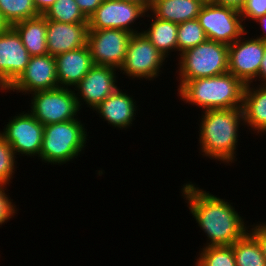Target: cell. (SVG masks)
<instances>
[{
  "mask_svg": "<svg viewBox=\"0 0 266 266\" xmlns=\"http://www.w3.org/2000/svg\"><path fill=\"white\" fill-rule=\"evenodd\" d=\"M206 40L205 32L197 18L178 24L177 48L179 55Z\"/></svg>",
  "mask_w": 266,
  "mask_h": 266,
  "instance_id": "obj_27",
  "label": "cell"
},
{
  "mask_svg": "<svg viewBox=\"0 0 266 266\" xmlns=\"http://www.w3.org/2000/svg\"><path fill=\"white\" fill-rule=\"evenodd\" d=\"M9 27V23L4 19L2 13L0 12V33L6 31Z\"/></svg>",
  "mask_w": 266,
  "mask_h": 266,
  "instance_id": "obj_38",
  "label": "cell"
},
{
  "mask_svg": "<svg viewBox=\"0 0 266 266\" xmlns=\"http://www.w3.org/2000/svg\"><path fill=\"white\" fill-rule=\"evenodd\" d=\"M211 1L215 4L233 7L238 10H240L245 3V0H211Z\"/></svg>",
  "mask_w": 266,
  "mask_h": 266,
  "instance_id": "obj_34",
  "label": "cell"
},
{
  "mask_svg": "<svg viewBox=\"0 0 266 266\" xmlns=\"http://www.w3.org/2000/svg\"><path fill=\"white\" fill-rule=\"evenodd\" d=\"M146 10L139 4L121 0H103L88 19L89 30L120 29L131 34L140 33L132 28L134 22L145 17Z\"/></svg>",
  "mask_w": 266,
  "mask_h": 266,
  "instance_id": "obj_11",
  "label": "cell"
},
{
  "mask_svg": "<svg viewBox=\"0 0 266 266\" xmlns=\"http://www.w3.org/2000/svg\"><path fill=\"white\" fill-rule=\"evenodd\" d=\"M178 95L202 110L242 108L245 84L233 74L180 81Z\"/></svg>",
  "mask_w": 266,
  "mask_h": 266,
  "instance_id": "obj_3",
  "label": "cell"
},
{
  "mask_svg": "<svg viewBox=\"0 0 266 266\" xmlns=\"http://www.w3.org/2000/svg\"><path fill=\"white\" fill-rule=\"evenodd\" d=\"M231 246L237 266H266L265 256L248 231Z\"/></svg>",
  "mask_w": 266,
  "mask_h": 266,
  "instance_id": "obj_23",
  "label": "cell"
},
{
  "mask_svg": "<svg viewBox=\"0 0 266 266\" xmlns=\"http://www.w3.org/2000/svg\"><path fill=\"white\" fill-rule=\"evenodd\" d=\"M133 97L120 90L118 87L111 95L105 98L95 110L108 124L119 129L132 126L135 120L137 107Z\"/></svg>",
  "mask_w": 266,
  "mask_h": 266,
  "instance_id": "obj_18",
  "label": "cell"
},
{
  "mask_svg": "<svg viewBox=\"0 0 266 266\" xmlns=\"http://www.w3.org/2000/svg\"><path fill=\"white\" fill-rule=\"evenodd\" d=\"M59 88L55 57L50 54L31 56L25 71L7 89V92H24L31 94L36 91Z\"/></svg>",
  "mask_w": 266,
  "mask_h": 266,
  "instance_id": "obj_14",
  "label": "cell"
},
{
  "mask_svg": "<svg viewBox=\"0 0 266 266\" xmlns=\"http://www.w3.org/2000/svg\"><path fill=\"white\" fill-rule=\"evenodd\" d=\"M7 123L0 135L11 145L15 156L39 157L44 126L29 111L12 117Z\"/></svg>",
  "mask_w": 266,
  "mask_h": 266,
  "instance_id": "obj_9",
  "label": "cell"
},
{
  "mask_svg": "<svg viewBox=\"0 0 266 266\" xmlns=\"http://www.w3.org/2000/svg\"><path fill=\"white\" fill-rule=\"evenodd\" d=\"M59 87L74 88L94 66L88 45L55 56Z\"/></svg>",
  "mask_w": 266,
  "mask_h": 266,
  "instance_id": "obj_17",
  "label": "cell"
},
{
  "mask_svg": "<svg viewBox=\"0 0 266 266\" xmlns=\"http://www.w3.org/2000/svg\"><path fill=\"white\" fill-rule=\"evenodd\" d=\"M197 19L205 32L207 40L228 46L247 31L240 10L218 5L212 1L203 4Z\"/></svg>",
  "mask_w": 266,
  "mask_h": 266,
  "instance_id": "obj_7",
  "label": "cell"
},
{
  "mask_svg": "<svg viewBox=\"0 0 266 266\" xmlns=\"http://www.w3.org/2000/svg\"><path fill=\"white\" fill-rule=\"evenodd\" d=\"M166 57L162 55L150 40L142 33L132 34L124 63L120 71L132 79L145 78L151 81L160 76V69Z\"/></svg>",
  "mask_w": 266,
  "mask_h": 266,
  "instance_id": "obj_8",
  "label": "cell"
},
{
  "mask_svg": "<svg viewBox=\"0 0 266 266\" xmlns=\"http://www.w3.org/2000/svg\"><path fill=\"white\" fill-rule=\"evenodd\" d=\"M192 182L181 189L190 213L208 237L205 246L232 245L249 229L232 203L209 194ZM230 203V204H229Z\"/></svg>",
  "mask_w": 266,
  "mask_h": 266,
  "instance_id": "obj_1",
  "label": "cell"
},
{
  "mask_svg": "<svg viewBox=\"0 0 266 266\" xmlns=\"http://www.w3.org/2000/svg\"><path fill=\"white\" fill-rule=\"evenodd\" d=\"M30 55L16 30L0 33V90H7L25 71Z\"/></svg>",
  "mask_w": 266,
  "mask_h": 266,
  "instance_id": "obj_13",
  "label": "cell"
},
{
  "mask_svg": "<svg viewBox=\"0 0 266 266\" xmlns=\"http://www.w3.org/2000/svg\"><path fill=\"white\" fill-rule=\"evenodd\" d=\"M262 82L260 84H266V47H265V51H264V55L261 61V65H260V70L258 73V77Z\"/></svg>",
  "mask_w": 266,
  "mask_h": 266,
  "instance_id": "obj_35",
  "label": "cell"
},
{
  "mask_svg": "<svg viewBox=\"0 0 266 266\" xmlns=\"http://www.w3.org/2000/svg\"><path fill=\"white\" fill-rule=\"evenodd\" d=\"M254 22H257V23L259 22V25L261 24V27L263 28L262 35L257 36L256 38L266 43V14L258 17L257 19L254 20Z\"/></svg>",
  "mask_w": 266,
  "mask_h": 266,
  "instance_id": "obj_36",
  "label": "cell"
},
{
  "mask_svg": "<svg viewBox=\"0 0 266 266\" xmlns=\"http://www.w3.org/2000/svg\"><path fill=\"white\" fill-rule=\"evenodd\" d=\"M15 156L11 145L0 135V183L8 184L16 169Z\"/></svg>",
  "mask_w": 266,
  "mask_h": 266,
  "instance_id": "obj_28",
  "label": "cell"
},
{
  "mask_svg": "<svg viewBox=\"0 0 266 266\" xmlns=\"http://www.w3.org/2000/svg\"><path fill=\"white\" fill-rule=\"evenodd\" d=\"M0 12L10 26L40 15L33 0H0Z\"/></svg>",
  "mask_w": 266,
  "mask_h": 266,
  "instance_id": "obj_25",
  "label": "cell"
},
{
  "mask_svg": "<svg viewBox=\"0 0 266 266\" xmlns=\"http://www.w3.org/2000/svg\"><path fill=\"white\" fill-rule=\"evenodd\" d=\"M247 33L228 46V72L244 84L257 80L266 47V43L255 36L245 38Z\"/></svg>",
  "mask_w": 266,
  "mask_h": 266,
  "instance_id": "obj_12",
  "label": "cell"
},
{
  "mask_svg": "<svg viewBox=\"0 0 266 266\" xmlns=\"http://www.w3.org/2000/svg\"><path fill=\"white\" fill-rule=\"evenodd\" d=\"M12 27L20 36L30 56L48 54L46 42L47 19L43 15L17 22Z\"/></svg>",
  "mask_w": 266,
  "mask_h": 266,
  "instance_id": "obj_21",
  "label": "cell"
},
{
  "mask_svg": "<svg viewBox=\"0 0 266 266\" xmlns=\"http://www.w3.org/2000/svg\"><path fill=\"white\" fill-rule=\"evenodd\" d=\"M195 266H237L231 245L205 246Z\"/></svg>",
  "mask_w": 266,
  "mask_h": 266,
  "instance_id": "obj_26",
  "label": "cell"
},
{
  "mask_svg": "<svg viewBox=\"0 0 266 266\" xmlns=\"http://www.w3.org/2000/svg\"><path fill=\"white\" fill-rule=\"evenodd\" d=\"M266 14V0H245L243 7L240 9L242 21L255 20Z\"/></svg>",
  "mask_w": 266,
  "mask_h": 266,
  "instance_id": "obj_29",
  "label": "cell"
},
{
  "mask_svg": "<svg viewBox=\"0 0 266 266\" xmlns=\"http://www.w3.org/2000/svg\"><path fill=\"white\" fill-rule=\"evenodd\" d=\"M75 1L78 4L79 9L84 14V16L87 19H89V17L100 6L103 0H75Z\"/></svg>",
  "mask_w": 266,
  "mask_h": 266,
  "instance_id": "obj_32",
  "label": "cell"
},
{
  "mask_svg": "<svg viewBox=\"0 0 266 266\" xmlns=\"http://www.w3.org/2000/svg\"><path fill=\"white\" fill-rule=\"evenodd\" d=\"M202 6L197 0H155L149 12L158 19L181 24L196 19Z\"/></svg>",
  "mask_w": 266,
  "mask_h": 266,
  "instance_id": "obj_20",
  "label": "cell"
},
{
  "mask_svg": "<svg viewBox=\"0 0 266 266\" xmlns=\"http://www.w3.org/2000/svg\"><path fill=\"white\" fill-rule=\"evenodd\" d=\"M199 125L201 155L222 163H234L239 128L244 125L242 108L202 111Z\"/></svg>",
  "mask_w": 266,
  "mask_h": 266,
  "instance_id": "obj_2",
  "label": "cell"
},
{
  "mask_svg": "<svg viewBox=\"0 0 266 266\" xmlns=\"http://www.w3.org/2000/svg\"><path fill=\"white\" fill-rule=\"evenodd\" d=\"M197 1H201L203 4H205V3L210 2L211 0H197Z\"/></svg>",
  "mask_w": 266,
  "mask_h": 266,
  "instance_id": "obj_39",
  "label": "cell"
},
{
  "mask_svg": "<svg viewBox=\"0 0 266 266\" xmlns=\"http://www.w3.org/2000/svg\"><path fill=\"white\" fill-rule=\"evenodd\" d=\"M117 69L109 66L94 65L83 79L73 88L79 109L87 104L94 109L117 88ZM83 101V103H82Z\"/></svg>",
  "mask_w": 266,
  "mask_h": 266,
  "instance_id": "obj_15",
  "label": "cell"
},
{
  "mask_svg": "<svg viewBox=\"0 0 266 266\" xmlns=\"http://www.w3.org/2000/svg\"><path fill=\"white\" fill-rule=\"evenodd\" d=\"M254 86L253 83L245 84L242 109L244 125L260 135L266 132V84Z\"/></svg>",
  "mask_w": 266,
  "mask_h": 266,
  "instance_id": "obj_19",
  "label": "cell"
},
{
  "mask_svg": "<svg viewBox=\"0 0 266 266\" xmlns=\"http://www.w3.org/2000/svg\"><path fill=\"white\" fill-rule=\"evenodd\" d=\"M84 125L78 118L45 125L39 159L47 164L63 165L77 158L87 146Z\"/></svg>",
  "mask_w": 266,
  "mask_h": 266,
  "instance_id": "obj_4",
  "label": "cell"
},
{
  "mask_svg": "<svg viewBox=\"0 0 266 266\" xmlns=\"http://www.w3.org/2000/svg\"><path fill=\"white\" fill-rule=\"evenodd\" d=\"M55 2L56 0H33V4L40 15H43Z\"/></svg>",
  "mask_w": 266,
  "mask_h": 266,
  "instance_id": "obj_33",
  "label": "cell"
},
{
  "mask_svg": "<svg viewBox=\"0 0 266 266\" xmlns=\"http://www.w3.org/2000/svg\"><path fill=\"white\" fill-rule=\"evenodd\" d=\"M75 90L59 87L31 93L29 111L43 126L77 119L80 111Z\"/></svg>",
  "mask_w": 266,
  "mask_h": 266,
  "instance_id": "obj_6",
  "label": "cell"
},
{
  "mask_svg": "<svg viewBox=\"0 0 266 266\" xmlns=\"http://www.w3.org/2000/svg\"><path fill=\"white\" fill-rule=\"evenodd\" d=\"M141 5L147 12L151 9L155 0H121Z\"/></svg>",
  "mask_w": 266,
  "mask_h": 266,
  "instance_id": "obj_37",
  "label": "cell"
},
{
  "mask_svg": "<svg viewBox=\"0 0 266 266\" xmlns=\"http://www.w3.org/2000/svg\"><path fill=\"white\" fill-rule=\"evenodd\" d=\"M88 23H61L47 20V51L51 56L87 45Z\"/></svg>",
  "mask_w": 266,
  "mask_h": 266,
  "instance_id": "obj_16",
  "label": "cell"
},
{
  "mask_svg": "<svg viewBox=\"0 0 266 266\" xmlns=\"http://www.w3.org/2000/svg\"><path fill=\"white\" fill-rule=\"evenodd\" d=\"M43 16L47 20L61 23H88L75 0H56Z\"/></svg>",
  "mask_w": 266,
  "mask_h": 266,
  "instance_id": "obj_24",
  "label": "cell"
},
{
  "mask_svg": "<svg viewBox=\"0 0 266 266\" xmlns=\"http://www.w3.org/2000/svg\"><path fill=\"white\" fill-rule=\"evenodd\" d=\"M179 81L212 77L228 72V45L206 40L178 58Z\"/></svg>",
  "mask_w": 266,
  "mask_h": 266,
  "instance_id": "obj_5",
  "label": "cell"
},
{
  "mask_svg": "<svg viewBox=\"0 0 266 266\" xmlns=\"http://www.w3.org/2000/svg\"><path fill=\"white\" fill-rule=\"evenodd\" d=\"M262 223V224H261ZM251 229L248 232L256 239L263 255L266 258V222H260L257 225H251Z\"/></svg>",
  "mask_w": 266,
  "mask_h": 266,
  "instance_id": "obj_31",
  "label": "cell"
},
{
  "mask_svg": "<svg viewBox=\"0 0 266 266\" xmlns=\"http://www.w3.org/2000/svg\"><path fill=\"white\" fill-rule=\"evenodd\" d=\"M7 184L0 183V225L5 224L10 220L15 213L17 214L16 205L13 204V199L6 194Z\"/></svg>",
  "mask_w": 266,
  "mask_h": 266,
  "instance_id": "obj_30",
  "label": "cell"
},
{
  "mask_svg": "<svg viewBox=\"0 0 266 266\" xmlns=\"http://www.w3.org/2000/svg\"><path fill=\"white\" fill-rule=\"evenodd\" d=\"M145 16L151 17V23L147 30H142L141 32L150 40L156 49L166 58H169L168 56L172 51H177L178 53V24L158 19L152 13L149 15V11L146 12Z\"/></svg>",
  "mask_w": 266,
  "mask_h": 266,
  "instance_id": "obj_22",
  "label": "cell"
},
{
  "mask_svg": "<svg viewBox=\"0 0 266 266\" xmlns=\"http://www.w3.org/2000/svg\"><path fill=\"white\" fill-rule=\"evenodd\" d=\"M131 35L120 29L89 30L87 45L94 65L119 70L124 63Z\"/></svg>",
  "mask_w": 266,
  "mask_h": 266,
  "instance_id": "obj_10",
  "label": "cell"
}]
</instances>
